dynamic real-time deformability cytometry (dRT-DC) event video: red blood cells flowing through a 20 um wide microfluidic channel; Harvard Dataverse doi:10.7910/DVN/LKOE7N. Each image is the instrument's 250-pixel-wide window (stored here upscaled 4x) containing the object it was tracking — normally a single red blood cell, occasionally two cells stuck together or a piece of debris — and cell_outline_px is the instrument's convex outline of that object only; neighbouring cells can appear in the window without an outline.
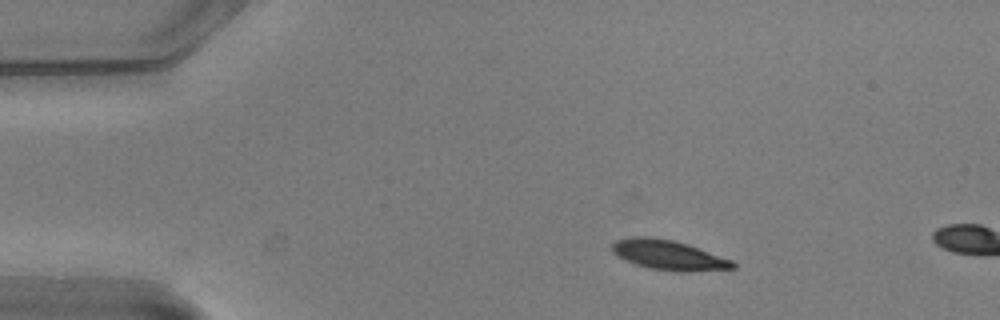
{"species": "common noctule bat (a hibernating species)", "species_latin": "Nyctalus noctula", "temperature_condition": "warm", "stored_images_in_passage": 4, "camera_frame_rate_fps": 3000, "um_per_image_px": 0.085, "animal": {"sex": "male", "body_mass_g": 20.5, "forearm_length_mm": 52.5}, "frame": {"image": 1, "passage_image": 1, "time_ms": 0.0, "image_size_px": [1000, 320], "cell_outline_px": [[736, 268], [688, 272], [676, 272], [652, 268], [636, 264], [616, 256], [612, 252], [612, 244], [616, 240], [636, 236], [648, 236], [672, 240], [688, 244], [732, 260], [736, 264]], "centroid_in_image_um": [56.83, 21.68], "position_along_channel_um": 28.2, "area_um2": 20.92}}